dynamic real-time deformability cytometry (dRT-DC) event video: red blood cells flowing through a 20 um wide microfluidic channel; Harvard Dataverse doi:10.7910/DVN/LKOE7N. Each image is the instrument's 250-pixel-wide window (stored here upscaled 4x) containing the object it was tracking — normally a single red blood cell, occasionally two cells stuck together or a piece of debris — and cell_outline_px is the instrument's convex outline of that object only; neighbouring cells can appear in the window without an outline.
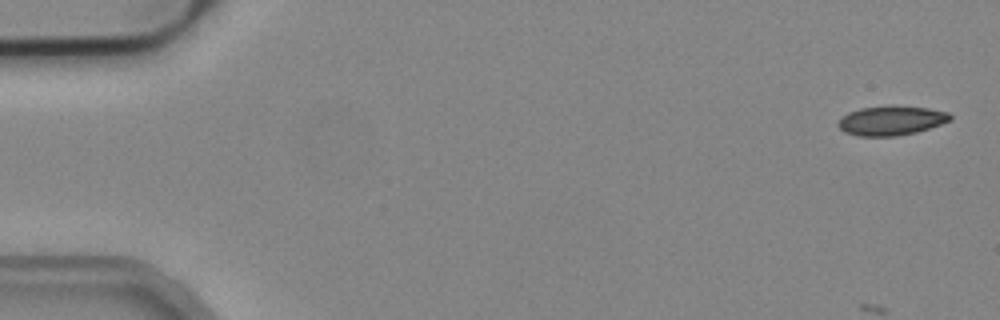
{"species": "common noctule bat (a hibernating species)", "species_latin": "Nyctalus noctula", "temperature_condition": "cold", "stored_images_in_passage": 5, "camera_frame_rate_fps": 3000, "um_per_image_px": 0.085, "animal": {"sex": "male", "body_mass_g": 19.2, "forearm_length_mm": 51.8}, "frame": {"image": 1, "passage_image": 1, "time_ms": 0.0, "image_size_px": [1000, 320], "cell_outline_px": [[952, 120], [916, 132], [896, 136], [856, 136], [844, 132], [836, 124], [848, 112], [860, 108], [928, 108], [948, 112], [952, 116]], "centroid_in_image_um": [75.74, 10.29], "position_along_channel_um": 9.3, "area_um2": 18.44}}